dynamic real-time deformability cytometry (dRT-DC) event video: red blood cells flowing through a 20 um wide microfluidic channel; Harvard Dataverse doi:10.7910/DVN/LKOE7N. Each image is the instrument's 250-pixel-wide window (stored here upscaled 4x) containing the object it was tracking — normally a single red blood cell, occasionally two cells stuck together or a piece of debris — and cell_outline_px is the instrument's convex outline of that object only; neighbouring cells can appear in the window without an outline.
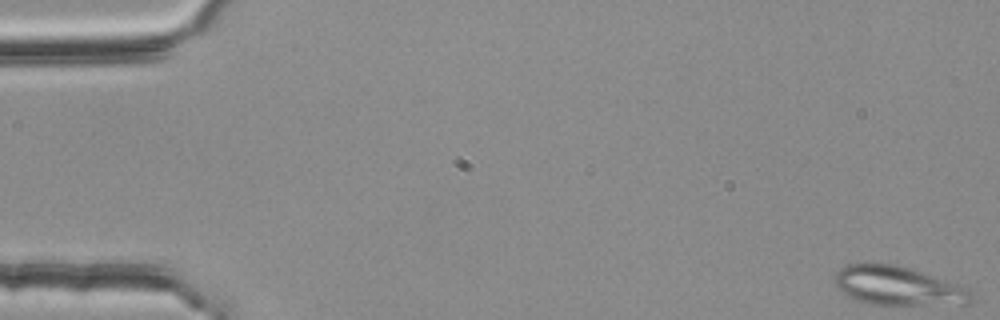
{"species": "common noctule bat (a hibernating species)", "species_latin": "Nyctalus noctula", "temperature_condition": "room temperature", "stored_images_in_passage": 52, "camera_frame_rate_fps": 3000, "um_per_image_px": 0.085, "animal": {"sex": "female", "body_mass_g": 25.1}, "frame": {"image": 1, "passage_image": 1, "time_ms": 0.0, "image_size_px": [1000, 320], "cell_outline_px": [[976, 296], [968, 304], [868, 304], [856, 300], [848, 296], [832, 280], [832, 276], [840, 268], [848, 264], [896, 264], [948, 280], [960, 284], [976, 292]], "centroid_in_image_um": [76.38, 24.3], "position_along_channel_um": 8.6, "area_um2": 31.1}}
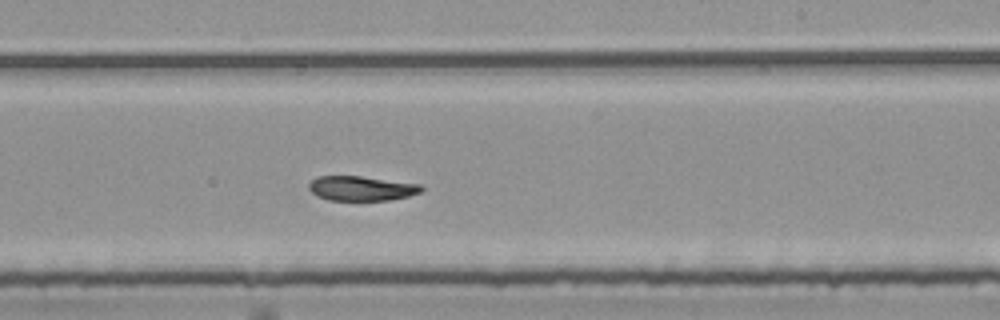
{"frame": {"image": 2, "passage_image": 33, "time_ms": 10.667, "image_size_px": [1000, 320], "cell_outline_px": [[424, 188], [420, 192], [408, 196], [392, 200], [328, 200], [316, 196], [308, 188], [308, 184], [316, 176], [360, 176], [420, 184]], "centroid_in_image_um": [30.69, 16.01], "position_along_channel_um": 258.3, "area_um2": 16.18}}
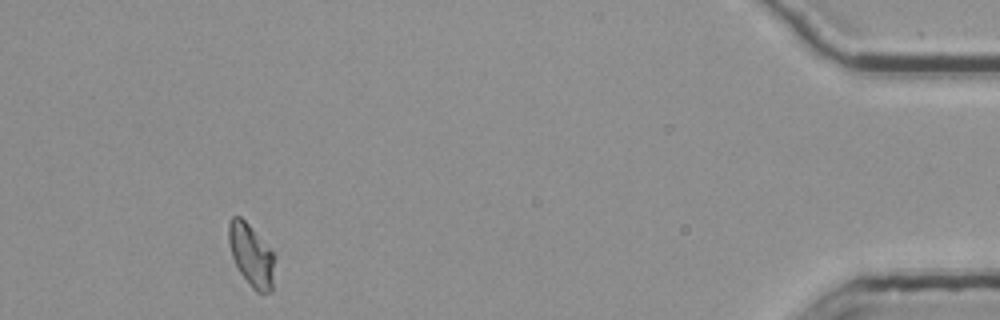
{"frame": {"image": 3, "passage_image": 51, "time_ms": 16.667, "image_size_px": [1000, 320], "cell_outline_px": [[276, 256], [272, 292], [256, 292], [252, 288], [240, 272], [232, 256], [228, 240], [228, 224], [232, 216], [240, 216], [248, 224]], "centroid_in_image_um": [21.37, 21.71], "position_along_channel_um": 413.8, "area_um2": 16.65}, "authors_computed_cell_mechanics": {"area_um2": 17.3689, "velocity_mm_per_s": 3.7488, "shape_relaxation_time_tau1_ms": 6.5906, "shape_relaxation_time_tau2_ms": 9.0395, "deformation_change_tau1": 0.1889, "deformation_change_tau2": 0.1177}}